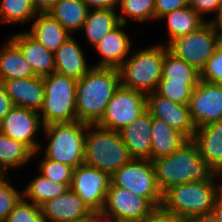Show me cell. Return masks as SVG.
I'll use <instances>...</instances> for the list:
<instances>
[{
  "label": "cell",
  "mask_w": 222,
  "mask_h": 222,
  "mask_svg": "<svg viewBox=\"0 0 222 222\" xmlns=\"http://www.w3.org/2000/svg\"><path fill=\"white\" fill-rule=\"evenodd\" d=\"M89 8L83 0H58L48 12L71 35L81 31Z\"/></svg>",
  "instance_id": "83f0119b"
},
{
  "label": "cell",
  "mask_w": 222,
  "mask_h": 222,
  "mask_svg": "<svg viewBox=\"0 0 222 222\" xmlns=\"http://www.w3.org/2000/svg\"><path fill=\"white\" fill-rule=\"evenodd\" d=\"M13 107L14 104L12 100L8 96L3 83L0 82V123Z\"/></svg>",
  "instance_id": "b9f144b4"
},
{
  "label": "cell",
  "mask_w": 222,
  "mask_h": 222,
  "mask_svg": "<svg viewBox=\"0 0 222 222\" xmlns=\"http://www.w3.org/2000/svg\"><path fill=\"white\" fill-rule=\"evenodd\" d=\"M188 105L196 128L222 121V85L200 80Z\"/></svg>",
  "instance_id": "5bb4252c"
},
{
  "label": "cell",
  "mask_w": 222,
  "mask_h": 222,
  "mask_svg": "<svg viewBox=\"0 0 222 222\" xmlns=\"http://www.w3.org/2000/svg\"><path fill=\"white\" fill-rule=\"evenodd\" d=\"M126 26L128 25L120 23L93 47L101 56L93 67L118 69L124 63L133 46V41L123 30Z\"/></svg>",
  "instance_id": "2e32d148"
},
{
  "label": "cell",
  "mask_w": 222,
  "mask_h": 222,
  "mask_svg": "<svg viewBox=\"0 0 222 222\" xmlns=\"http://www.w3.org/2000/svg\"><path fill=\"white\" fill-rule=\"evenodd\" d=\"M219 45L218 32L207 21L198 30L173 40L169 51L199 72Z\"/></svg>",
  "instance_id": "9c48e42d"
},
{
  "label": "cell",
  "mask_w": 222,
  "mask_h": 222,
  "mask_svg": "<svg viewBox=\"0 0 222 222\" xmlns=\"http://www.w3.org/2000/svg\"><path fill=\"white\" fill-rule=\"evenodd\" d=\"M154 208L148 199L110 183L102 210L121 222H138L143 221Z\"/></svg>",
  "instance_id": "4fadbf2b"
},
{
  "label": "cell",
  "mask_w": 222,
  "mask_h": 222,
  "mask_svg": "<svg viewBox=\"0 0 222 222\" xmlns=\"http://www.w3.org/2000/svg\"><path fill=\"white\" fill-rule=\"evenodd\" d=\"M32 158L33 152L26 145L0 131V168L6 175L11 168L23 167Z\"/></svg>",
  "instance_id": "f546056e"
},
{
  "label": "cell",
  "mask_w": 222,
  "mask_h": 222,
  "mask_svg": "<svg viewBox=\"0 0 222 222\" xmlns=\"http://www.w3.org/2000/svg\"><path fill=\"white\" fill-rule=\"evenodd\" d=\"M71 184L53 183L40 173L24 186L23 197L41 207L47 201L63 195L70 190Z\"/></svg>",
  "instance_id": "f1b7e54d"
},
{
  "label": "cell",
  "mask_w": 222,
  "mask_h": 222,
  "mask_svg": "<svg viewBox=\"0 0 222 222\" xmlns=\"http://www.w3.org/2000/svg\"><path fill=\"white\" fill-rule=\"evenodd\" d=\"M151 161L157 184L163 193L172 186L194 181H213L219 175L201 157L197 145L191 139L170 155Z\"/></svg>",
  "instance_id": "6da1fadb"
},
{
  "label": "cell",
  "mask_w": 222,
  "mask_h": 222,
  "mask_svg": "<svg viewBox=\"0 0 222 222\" xmlns=\"http://www.w3.org/2000/svg\"><path fill=\"white\" fill-rule=\"evenodd\" d=\"M7 39L0 48V82L36 76L18 46Z\"/></svg>",
  "instance_id": "cb8c5ba5"
},
{
  "label": "cell",
  "mask_w": 222,
  "mask_h": 222,
  "mask_svg": "<svg viewBox=\"0 0 222 222\" xmlns=\"http://www.w3.org/2000/svg\"><path fill=\"white\" fill-rule=\"evenodd\" d=\"M6 173L0 168V181L3 180L7 175Z\"/></svg>",
  "instance_id": "816d5d0a"
},
{
  "label": "cell",
  "mask_w": 222,
  "mask_h": 222,
  "mask_svg": "<svg viewBox=\"0 0 222 222\" xmlns=\"http://www.w3.org/2000/svg\"><path fill=\"white\" fill-rule=\"evenodd\" d=\"M152 116L146 110L119 133L133 159H148L151 154Z\"/></svg>",
  "instance_id": "ac0fdd59"
},
{
  "label": "cell",
  "mask_w": 222,
  "mask_h": 222,
  "mask_svg": "<svg viewBox=\"0 0 222 222\" xmlns=\"http://www.w3.org/2000/svg\"><path fill=\"white\" fill-rule=\"evenodd\" d=\"M191 140L201 157L219 174L222 171V121L196 128Z\"/></svg>",
  "instance_id": "7402d4cb"
},
{
  "label": "cell",
  "mask_w": 222,
  "mask_h": 222,
  "mask_svg": "<svg viewBox=\"0 0 222 222\" xmlns=\"http://www.w3.org/2000/svg\"><path fill=\"white\" fill-rule=\"evenodd\" d=\"M165 44L158 43L135 51L118 68L120 86L145 95L155 92L162 77V66L166 52Z\"/></svg>",
  "instance_id": "277c9868"
},
{
  "label": "cell",
  "mask_w": 222,
  "mask_h": 222,
  "mask_svg": "<svg viewBox=\"0 0 222 222\" xmlns=\"http://www.w3.org/2000/svg\"><path fill=\"white\" fill-rule=\"evenodd\" d=\"M161 80L199 83L200 72L168 50L163 61Z\"/></svg>",
  "instance_id": "4dcf8cb0"
},
{
  "label": "cell",
  "mask_w": 222,
  "mask_h": 222,
  "mask_svg": "<svg viewBox=\"0 0 222 222\" xmlns=\"http://www.w3.org/2000/svg\"><path fill=\"white\" fill-rule=\"evenodd\" d=\"M165 19L168 36L167 42L162 43L169 45L173 40L184 36L188 33L198 30L207 21L203 19L193 8L190 6L176 9L160 18Z\"/></svg>",
  "instance_id": "484cf974"
},
{
  "label": "cell",
  "mask_w": 222,
  "mask_h": 222,
  "mask_svg": "<svg viewBox=\"0 0 222 222\" xmlns=\"http://www.w3.org/2000/svg\"><path fill=\"white\" fill-rule=\"evenodd\" d=\"M119 87L120 75L117 68L92 67L77 81V120L86 124H96Z\"/></svg>",
  "instance_id": "7a4b0ae2"
},
{
  "label": "cell",
  "mask_w": 222,
  "mask_h": 222,
  "mask_svg": "<svg viewBox=\"0 0 222 222\" xmlns=\"http://www.w3.org/2000/svg\"><path fill=\"white\" fill-rule=\"evenodd\" d=\"M117 9L89 10L81 28L87 37V43L94 47L106 34L117 27L120 22Z\"/></svg>",
  "instance_id": "4316f807"
},
{
  "label": "cell",
  "mask_w": 222,
  "mask_h": 222,
  "mask_svg": "<svg viewBox=\"0 0 222 222\" xmlns=\"http://www.w3.org/2000/svg\"><path fill=\"white\" fill-rule=\"evenodd\" d=\"M221 5L222 0H191L189 4L203 19L206 14L215 16Z\"/></svg>",
  "instance_id": "60d3db41"
},
{
  "label": "cell",
  "mask_w": 222,
  "mask_h": 222,
  "mask_svg": "<svg viewBox=\"0 0 222 222\" xmlns=\"http://www.w3.org/2000/svg\"><path fill=\"white\" fill-rule=\"evenodd\" d=\"M78 44L76 38L70 36L54 53L55 72L76 81L93 67L87 63L84 50Z\"/></svg>",
  "instance_id": "ffe728a7"
},
{
  "label": "cell",
  "mask_w": 222,
  "mask_h": 222,
  "mask_svg": "<svg viewBox=\"0 0 222 222\" xmlns=\"http://www.w3.org/2000/svg\"><path fill=\"white\" fill-rule=\"evenodd\" d=\"M131 157L121 135L117 131L88 124L84 140V163L93 166L110 176Z\"/></svg>",
  "instance_id": "5b68a950"
},
{
  "label": "cell",
  "mask_w": 222,
  "mask_h": 222,
  "mask_svg": "<svg viewBox=\"0 0 222 222\" xmlns=\"http://www.w3.org/2000/svg\"><path fill=\"white\" fill-rule=\"evenodd\" d=\"M110 183L108 173L83 163L73 169L70 189L91 211L102 210Z\"/></svg>",
  "instance_id": "8fae6325"
},
{
  "label": "cell",
  "mask_w": 222,
  "mask_h": 222,
  "mask_svg": "<svg viewBox=\"0 0 222 222\" xmlns=\"http://www.w3.org/2000/svg\"><path fill=\"white\" fill-rule=\"evenodd\" d=\"M210 216L215 222H222V193L217 197Z\"/></svg>",
  "instance_id": "bcb514c9"
},
{
  "label": "cell",
  "mask_w": 222,
  "mask_h": 222,
  "mask_svg": "<svg viewBox=\"0 0 222 222\" xmlns=\"http://www.w3.org/2000/svg\"><path fill=\"white\" fill-rule=\"evenodd\" d=\"M142 222H186V220L161 205L155 207Z\"/></svg>",
  "instance_id": "ab89813d"
},
{
  "label": "cell",
  "mask_w": 222,
  "mask_h": 222,
  "mask_svg": "<svg viewBox=\"0 0 222 222\" xmlns=\"http://www.w3.org/2000/svg\"><path fill=\"white\" fill-rule=\"evenodd\" d=\"M39 162L41 175L48 178L53 183L71 184L73 169L70 165L51 160L44 155Z\"/></svg>",
  "instance_id": "e575fe53"
},
{
  "label": "cell",
  "mask_w": 222,
  "mask_h": 222,
  "mask_svg": "<svg viewBox=\"0 0 222 222\" xmlns=\"http://www.w3.org/2000/svg\"><path fill=\"white\" fill-rule=\"evenodd\" d=\"M200 80L222 85V46L218 45L215 53L208 59L200 71Z\"/></svg>",
  "instance_id": "74e56055"
},
{
  "label": "cell",
  "mask_w": 222,
  "mask_h": 222,
  "mask_svg": "<svg viewBox=\"0 0 222 222\" xmlns=\"http://www.w3.org/2000/svg\"><path fill=\"white\" fill-rule=\"evenodd\" d=\"M186 222H215L211 216L199 217L186 220Z\"/></svg>",
  "instance_id": "c3c4849f"
},
{
  "label": "cell",
  "mask_w": 222,
  "mask_h": 222,
  "mask_svg": "<svg viewBox=\"0 0 222 222\" xmlns=\"http://www.w3.org/2000/svg\"><path fill=\"white\" fill-rule=\"evenodd\" d=\"M90 222H121L115 217L108 215L103 210H93L88 213Z\"/></svg>",
  "instance_id": "ee69618b"
},
{
  "label": "cell",
  "mask_w": 222,
  "mask_h": 222,
  "mask_svg": "<svg viewBox=\"0 0 222 222\" xmlns=\"http://www.w3.org/2000/svg\"><path fill=\"white\" fill-rule=\"evenodd\" d=\"M220 179H221V184H222V171L219 173Z\"/></svg>",
  "instance_id": "f5cc1de1"
},
{
  "label": "cell",
  "mask_w": 222,
  "mask_h": 222,
  "mask_svg": "<svg viewBox=\"0 0 222 222\" xmlns=\"http://www.w3.org/2000/svg\"><path fill=\"white\" fill-rule=\"evenodd\" d=\"M191 0H155V20L176 9L189 6Z\"/></svg>",
  "instance_id": "f35d334b"
},
{
  "label": "cell",
  "mask_w": 222,
  "mask_h": 222,
  "mask_svg": "<svg viewBox=\"0 0 222 222\" xmlns=\"http://www.w3.org/2000/svg\"><path fill=\"white\" fill-rule=\"evenodd\" d=\"M70 222H90L88 217L79 219V220H75V221H70Z\"/></svg>",
  "instance_id": "f907efd6"
},
{
  "label": "cell",
  "mask_w": 222,
  "mask_h": 222,
  "mask_svg": "<svg viewBox=\"0 0 222 222\" xmlns=\"http://www.w3.org/2000/svg\"><path fill=\"white\" fill-rule=\"evenodd\" d=\"M219 180L218 175L213 181L172 186L163 193L162 206L184 220L210 216L217 197L222 193Z\"/></svg>",
  "instance_id": "3957f363"
},
{
  "label": "cell",
  "mask_w": 222,
  "mask_h": 222,
  "mask_svg": "<svg viewBox=\"0 0 222 222\" xmlns=\"http://www.w3.org/2000/svg\"><path fill=\"white\" fill-rule=\"evenodd\" d=\"M214 29H222V5L219 7L216 15L208 20Z\"/></svg>",
  "instance_id": "7dc6e473"
},
{
  "label": "cell",
  "mask_w": 222,
  "mask_h": 222,
  "mask_svg": "<svg viewBox=\"0 0 222 222\" xmlns=\"http://www.w3.org/2000/svg\"><path fill=\"white\" fill-rule=\"evenodd\" d=\"M111 184L125 188L148 199L155 207L162 205L163 192L160 190L151 160L132 159L111 176Z\"/></svg>",
  "instance_id": "ba28073f"
},
{
  "label": "cell",
  "mask_w": 222,
  "mask_h": 222,
  "mask_svg": "<svg viewBox=\"0 0 222 222\" xmlns=\"http://www.w3.org/2000/svg\"><path fill=\"white\" fill-rule=\"evenodd\" d=\"M4 222H45V219L41 207L22 197Z\"/></svg>",
  "instance_id": "d590c367"
},
{
  "label": "cell",
  "mask_w": 222,
  "mask_h": 222,
  "mask_svg": "<svg viewBox=\"0 0 222 222\" xmlns=\"http://www.w3.org/2000/svg\"><path fill=\"white\" fill-rule=\"evenodd\" d=\"M45 222H70L85 218L91 211L71 189L41 206Z\"/></svg>",
  "instance_id": "44dd1931"
},
{
  "label": "cell",
  "mask_w": 222,
  "mask_h": 222,
  "mask_svg": "<svg viewBox=\"0 0 222 222\" xmlns=\"http://www.w3.org/2000/svg\"><path fill=\"white\" fill-rule=\"evenodd\" d=\"M20 49L36 76L44 77L55 72L54 53L46 49L25 30L9 37Z\"/></svg>",
  "instance_id": "d6986e66"
},
{
  "label": "cell",
  "mask_w": 222,
  "mask_h": 222,
  "mask_svg": "<svg viewBox=\"0 0 222 222\" xmlns=\"http://www.w3.org/2000/svg\"><path fill=\"white\" fill-rule=\"evenodd\" d=\"M9 180L7 175L0 181V222L7 219L9 213L23 197V191L17 190Z\"/></svg>",
  "instance_id": "8d00e7d4"
},
{
  "label": "cell",
  "mask_w": 222,
  "mask_h": 222,
  "mask_svg": "<svg viewBox=\"0 0 222 222\" xmlns=\"http://www.w3.org/2000/svg\"><path fill=\"white\" fill-rule=\"evenodd\" d=\"M36 15L31 0H0V23L23 26L32 22Z\"/></svg>",
  "instance_id": "1f68e13d"
},
{
  "label": "cell",
  "mask_w": 222,
  "mask_h": 222,
  "mask_svg": "<svg viewBox=\"0 0 222 222\" xmlns=\"http://www.w3.org/2000/svg\"><path fill=\"white\" fill-rule=\"evenodd\" d=\"M31 23V29L26 32L52 53L72 36L48 13L37 14Z\"/></svg>",
  "instance_id": "603a6c76"
},
{
  "label": "cell",
  "mask_w": 222,
  "mask_h": 222,
  "mask_svg": "<svg viewBox=\"0 0 222 222\" xmlns=\"http://www.w3.org/2000/svg\"><path fill=\"white\" fill-rule=\"evenodd\" d=\"M146 110L152 117L163 120L188 139L193 138L196 127L191 120L188 104H177L152 92L146 95Z\"/></svg>",
  "instance_id": "9a60e30c"
},
{
  "label": "cell",
  "mask_w": 222,
  "mask_h": 222,
  "mask_svg": "<svg viewBox=\"0 0 222 222\" xmlns=\"http://www.w3.org/2000/svg\"><path fill=\"white\" fill-rule=\"evenodd\" d=\"M89 10L118 9V0H83Z\"/></svg>",
  "instance_id": "7bdbcfd3"
},
{
  "label": "cell",
  "mask_w": 222,
  "mask_h": 222,
  "mask_svg": "<svg viewBox=\"0 0 222 222\" xmlns=\"http://www.w3.org/2000/svg\"><path fill=\"white\" fill-rule=\"evenodd\" d=\"M199 83L170 82V80H160L156 93L163 98L169 99L177 104H189L192 90Z\"/></svg>",
  "instance_id": "836d02e7"
},
{
  "label": "cell",
  "mask_w": 222,
  "mask_h": 222,
  "mask_svg": "<svg viewBox=\"0 0 222 222\" xmlns=\"http://www.w3.org/2000/svg\"><path fill=\"white\" fill-rule=\"evenodd\" d=\"M3 85L14 107L40 112L45 96L43 77L5 80Z\"/></svg>",
  "instance_id": "e0dca14e"
},
{
  "label": "cell",
  "mask_w": 222,
  "mask_h": 222,
  "mask_svg": "<svg viewBox=\"0 0 222 222\" xmlns=\"http://www.w3.org/2000/svg\"><path fill=\"white\" fill-rule=\"evenodd\" d=\"M219 35V45L222 46V29H215Z\"/></svg>",
  "instance_id": "681fc988"
},
{
  "label": "cell",
  "mask_w": 222,
  "mask_h": 222,
  "mask_svg": "<svg viewBox=\"0 0 222 222\" xmlns=\"http://www.w3.org/2000/svg\"><path fill=\"white\" fill-rule=\"evenodd\" d=\"M31 1L37 14H40V13H48L58 0H31Z\"/></svg>",
  "instance_id": "f6af8a7d"
},
{
  "label": "cell",
  "mask_w": 222,
  "mask_h": 222,
  "mask_svg": "<svg viewBox=\"0 0 222 222\" xmlns=\"http://www.w3.org/2000/svg\"><path fill=\"white\" fill-rule=\"evenodd\" d=\"M87 125L79 120L45 125L41 132L49 140L43 155L72 168L83 164Z\"/></svg>",
  "instance_id": "8992f818"
},
{
  "label": "cell",
  "mask_w": 222,
  "mask_h": 222,
  "mask_svg": "<svg viewBox=\"0 0 222 222\" xmlns=\"http://www.w3.org/2000/svg\"><path fill=\"white\" fill-rule=\"evenodd\" d=\"M43 127L38 112L19 107H13L0 123V131L26 145L33 152V157L44 150L41 142L35 138Z\"/></svg>",
  "instance_id": "7c38bea8"
},
{
  "label": "cell",
  "mask_w": 222,
  "mask_h": 222,
  "mask_svg": "<svg viewBox=\"0 0 222 222\" xmlns=\"http://www.w3.org/2000/svg\"><path fill=\"white\" fill-rule=\"evenodd\" d=\"M45 96L39 112L43 125L74 122L77 81L56 72L43 77Z\"/></svg>",
  "instance_id": "52a82bcc"
},
{
  "label": "cell",
  "mask_w": 222,
  "mask_h": 222,
  "mask_svg": "<svg viewBox=\"0 0 222 222\" xmlns=\"http://www.w3.org/2000/svg\"><path fill=\"white\" fill-rule=\"evenodd\" d=\"M118 8V19L122 24H128V20L155 21V0H118Z\"/></svg>",
  "instance_id": "d6a6232c"
},
{
  "label": "cell",
  "mask_w": 222,
  "mask_h": 222,
  "mask_svg": "<svg viewBox=\"0 0 222 222\" xmlns=\"http://www.w3.org/2000/svg\"><path fill=\"white\" fill-rule=\"evenodd\" d=\"M152 144L150 160L170 155L189 139L177 129L167 125L163 120L152 117Z\"/></svg>",
  "instance_id": "d4e9b609"
},
{
  "label": "cell",
  "mask_w": 222,
  "mask_h": 222,
  "mask_svg": "<svg viewBox=\"0 0 222 222\" xmlns=\"http://www.w3.org/2000/svg\"><path fill=\"white\" fill-rule=\"evenodd\" d=\"M145 111L146 95L120 86L108 102L104 114L96 125L120 132Z\"/></svg>",
  "instance_id": "30bf717a"
}]
</instances>
